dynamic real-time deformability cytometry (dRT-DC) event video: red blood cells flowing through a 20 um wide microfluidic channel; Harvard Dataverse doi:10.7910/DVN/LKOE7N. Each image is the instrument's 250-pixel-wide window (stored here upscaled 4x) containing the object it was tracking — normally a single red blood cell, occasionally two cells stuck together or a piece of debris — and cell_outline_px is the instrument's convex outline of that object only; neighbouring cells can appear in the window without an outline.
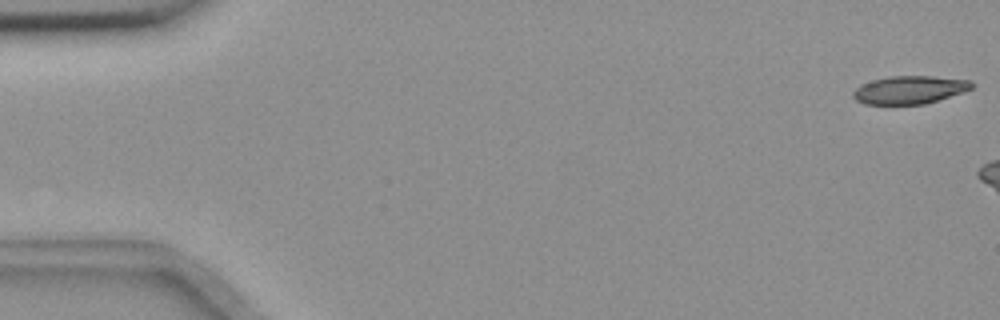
{"species": "common noctule bat (a hibernating species)", "species_latin": "Nyctalus noctula", "temperature_condition": "room temperature", "stored_images_in_passage": 11, "camera_frame_rate_fps": 3000, "um_per_image_px": 0.085, "animal": {"sex": "female", "body_mass_g": 18.4}, "frame": {"image": 1, "passage_image": 1, "time_ms": 0.0, "image_size_px": [1000, 320], "cell_outline_px": [[976, 84], [972, 88], [964, 92], [924, 104], [864, 104], [856, 100], [852, 96], [852, 92], [860, 84], [872, 80], [892, 76], [932, 76], [972, 80]], "centroid_in_image_um": [77.33, 7.63], "position_along_channel_um": 7.7, "area_um2": 19.48}}